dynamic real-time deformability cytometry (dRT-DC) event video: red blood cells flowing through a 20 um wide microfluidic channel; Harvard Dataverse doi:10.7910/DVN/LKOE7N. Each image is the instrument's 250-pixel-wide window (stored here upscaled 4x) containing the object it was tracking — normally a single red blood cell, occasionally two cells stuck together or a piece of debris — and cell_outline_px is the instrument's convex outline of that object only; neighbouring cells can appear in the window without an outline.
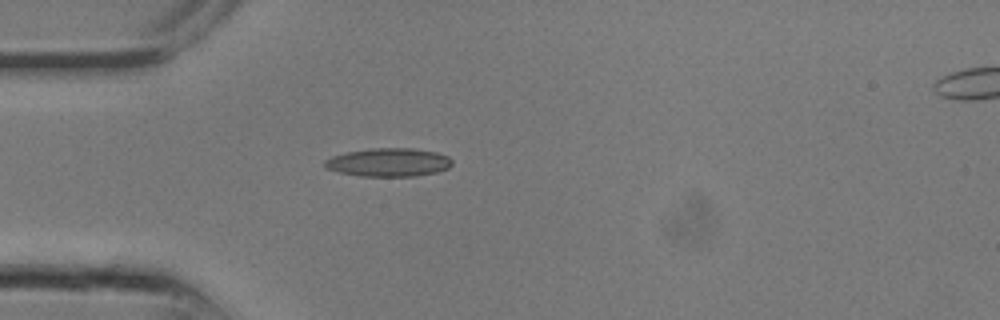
{"species": "common noctule bat (a hibernating species)", "species_latin": "Nyctalus noctula", "temperature_condition": "room temperature", "stored_images_in_passage": 3, "camera_frame_rate_fps": 3000, "um_per_image_px": 0.085, "animal": {"sex": "male", "body_mass_g": 13.3}, "frame": {"image": 1, "passage_image": 1, "time_ms": 0.0, "image_size_px": [1000, 320], "cell_outline_px": [[452, 164], [448, 168], [436, 172], [416, 176], [360, 176], [340, 172], [324, 168], [324, 160], [332, 156], [348, 152], [372, 148], [412, 148], [436, 152], [448, 156], [452, 160]], "centroid_in_image_um": [33.03, 13.8], "position_along_channel_um": 52.0, "area_um2": 21.04}}
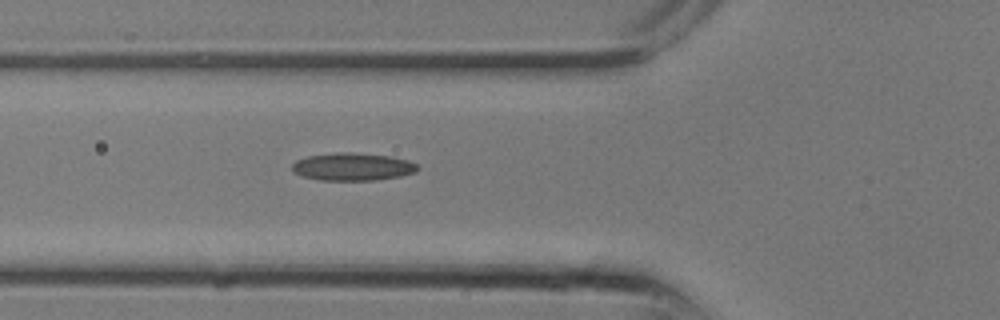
{"frame": {"image": 2, "passage_image": 3, "time_ms": 0.667, "image_size_px": [1000, 320], "cell_outline_px": [[420, 168], [416, 172], [400, 176], [376, 180], [320, 180], [304, 176], [292, 172], [292, 164], [296, 160], [308, 156], [340, 152], [348, 152], [392, 156], [408, 160], [416, 164]], "centroid_in_image_um": [29.99, 14.17], "position_along_channel_um": 95.8, "area_um2": 20.23}}